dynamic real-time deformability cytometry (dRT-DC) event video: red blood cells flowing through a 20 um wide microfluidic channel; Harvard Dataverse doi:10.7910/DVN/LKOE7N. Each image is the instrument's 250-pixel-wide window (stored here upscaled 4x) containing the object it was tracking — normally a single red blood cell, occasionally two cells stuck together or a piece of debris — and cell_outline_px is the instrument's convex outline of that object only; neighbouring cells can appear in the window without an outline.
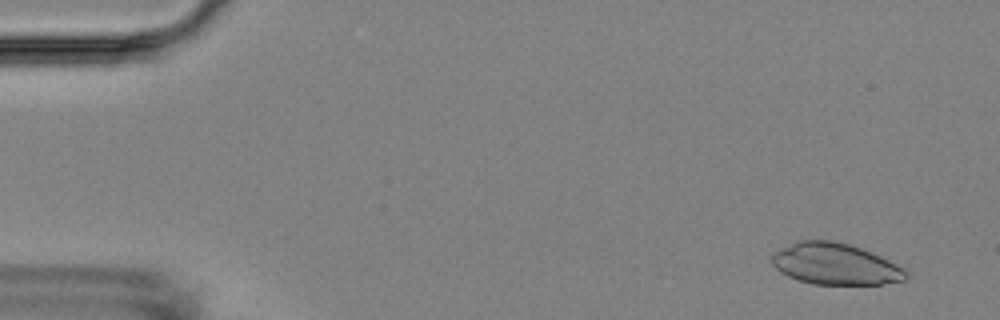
{"species": "Egyptian fruit bat (a non-hibernating species)", "species_latin": "Rousettus aegyptiacus", "temperature_condition": "room temperature", "stored_images_in_passage": 5, "camera_frame_rate_fps": 3000, "um_per_image_px": 0.085, "animal": {"sex": "female"}, "frame": {"image": 1, "passage_image": 5, "time_ms": 4.667, "image_size_px": [1000, 320], "cell_outline_px": [[908, 276], [904, 280], [880, 284], [812, 284], [788, 276], [780, 272], [772, 264], [772, 252], [796, 240], [832, 240], [848, 244], [860, 248], [880, 256], [904, 268], [908, 272]], "centroid_in_image_um": [70.96, 22.43], "position_along_channel_um": 14.0, "area_um2": 32.31}}